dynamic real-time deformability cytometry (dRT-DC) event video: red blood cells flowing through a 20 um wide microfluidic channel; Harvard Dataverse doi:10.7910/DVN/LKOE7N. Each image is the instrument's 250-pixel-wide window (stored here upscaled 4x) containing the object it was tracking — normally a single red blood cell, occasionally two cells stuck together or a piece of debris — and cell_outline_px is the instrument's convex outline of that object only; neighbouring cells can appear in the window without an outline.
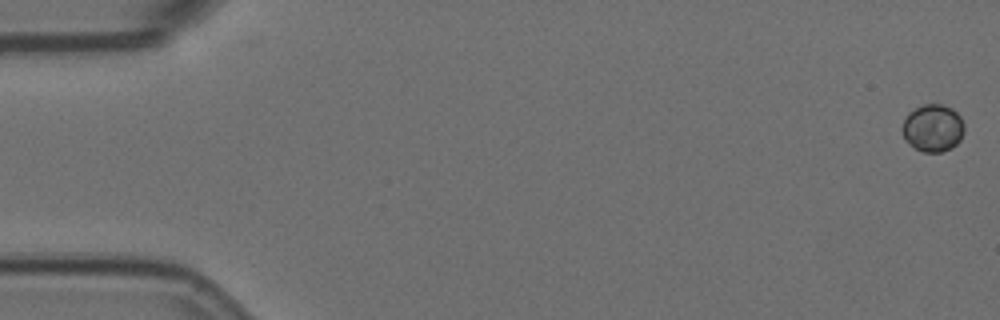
{"species": "Egyptian fruit bat (a non-hibernating species)", "species_latin": "Rousettus aegyptiacus", "temperature_condition": "room temperature", "stored_images_in_passage": 22, "camera_frame_rate_fps": 3000, "um_per_image_px": 0.085, "animal": {"sex": "female"}, "frame": {"image": 1, "passage_image": 1, "time_ms": 0.0, "image_size_px": [1000, 320], "cell_outline_px": [[964, 132], [960, 140], [952, 148], [944, 152], [924, 152], [916, 148], [904, 140], [904, 120], [908, 112], [924, 104], [944, 104], [952, 108], [960, 116], [964, 124]], "centroid_in_image_um": [79.33, 10.88], "position_along_channel_um": 5.7, "area_um2": 17.11}}
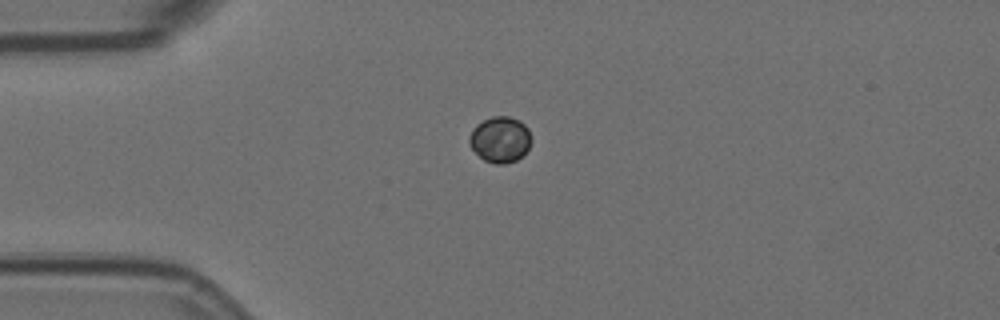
{"frame": {"image": 2, "passage_image": 15, "time_ms": 4.667, "image_size_px": [1000, 320], "cell_outline_px": [[532, 140], [528, 148], [516, 160], [504, 164], [496, 164], [484, 160], [468, 144], [468, 140], [472, 128], [476, 124], [492, 116], [508, 116], [520, 120], [528, 128], [532, 136]], "centroid_in_image_um": [42.51, 11.84], "position_along_channel_um": 42.5, "area_um2": 16.65}}
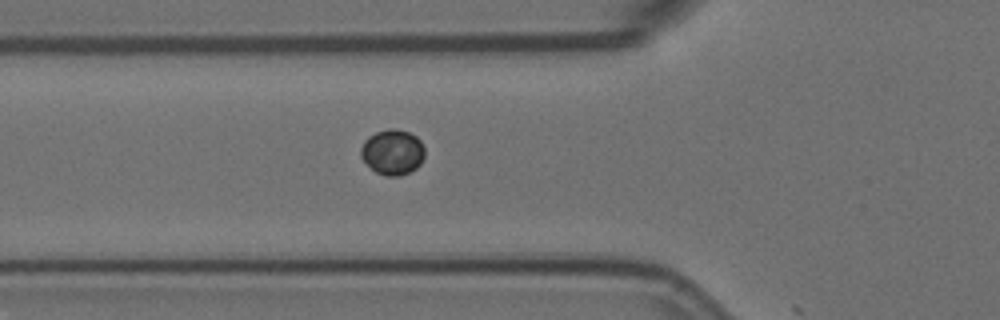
{"frame": {"image": 3, "passage_image": 21, "time_ms": 6.667, "image_size_px": [1000, 320], "cell_outline_px": [[424, 156], [420, 164], [416, 168], [400, 176], [388, 176], [376, 172], [360, 156], [360, 148], [364, 140], [368, 136], [376, 132], [388, 128], [396, 128], [408, 132], [416, 136], [420, 140], [424, 148]], "centroid_in_image_um": [33.36, 12.91], "position_along_channel_um": 92.4, "area_um2": 16.88}}